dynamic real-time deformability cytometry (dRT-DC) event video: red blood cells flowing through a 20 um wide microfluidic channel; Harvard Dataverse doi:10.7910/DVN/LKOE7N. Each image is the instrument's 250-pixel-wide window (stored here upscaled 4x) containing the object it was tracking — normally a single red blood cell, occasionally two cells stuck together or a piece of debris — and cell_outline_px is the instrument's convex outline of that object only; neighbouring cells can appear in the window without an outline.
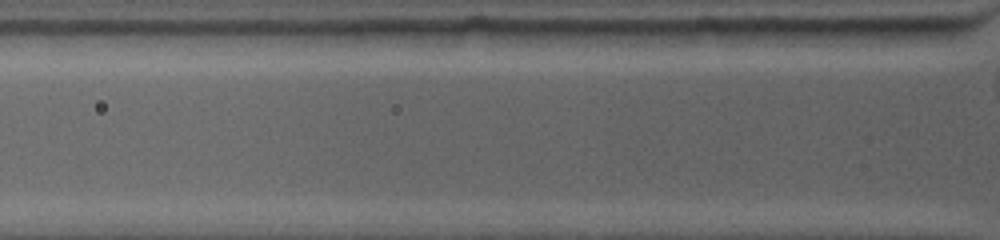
{"species": "common noctule bat (a hibernating species)", "species_latin": "Nyctalus noctula", "temperature_condition": "warm", "stored_images_in_passage": 3, "camera_frame_rate_fps": 4500, "um_per_image_px": 0.085, "animal": {"sex": "female", "body_mass_g": 19.0, "forearm_length_mm": 53.3}, "frame": {"image": 1, "passage_image": 3, "time_ms": 0.889, "image_size_px": [1000, 240], "cell_outline_px": [[952, 36], [948, 44], [868, 48], [840, 44], [832, 28], [952, 28]], "centroid_in_image_um": [75.87, 3.13], "position_along_channel_um": 49.9, "area_um2": 14.85}}